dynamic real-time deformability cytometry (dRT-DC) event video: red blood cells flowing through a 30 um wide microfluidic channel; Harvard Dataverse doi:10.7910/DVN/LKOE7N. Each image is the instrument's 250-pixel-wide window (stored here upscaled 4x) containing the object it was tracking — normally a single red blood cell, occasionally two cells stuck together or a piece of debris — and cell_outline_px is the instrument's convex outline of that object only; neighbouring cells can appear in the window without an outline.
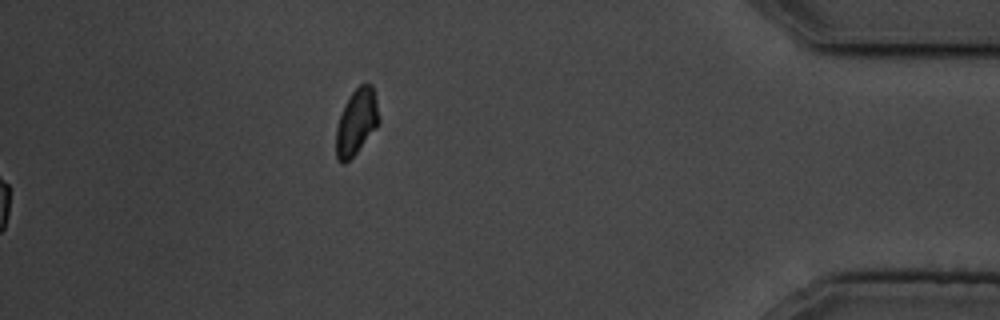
{"species": "common noctule bat (a hibernating species)", "species_latin": "Nyctalus noctula", "temperature_condition": "cold", "stored_images_in_passage": 49, "camera_frame_rate_fps": 3000, "um_per_image_px": 0.085, "animal": {"sex": "male", "body_mass_g": 19.5, "forearm_length_mm": 54.6}, "frame": {"image": 1, "passage_image": 49, "time_ms": 16.0, "image_size_px": [1000, 320], "cell_outline_px": [[380, 120], [376, 128], [356, 152], [344, 164], [340, 164], [336, 160], [336, 128], [344, 104], [352, 92], [360, 84], [372, 84], [376, 100]], "centroid_in_image_um": [30.28, 10.37], "position_along_channel_um": 404.9, "area_um2": 16.36}, "authors_computed_cell_mechanics": {"area_um2": 18.4382, "velocity_mm_per_s": 3.6283, "shape_relaxation_time_tau1_ms": 2.8993, "shape_relaxation_time_tau2_ms": 9.2144, "deformation_change_tau1": 0.1147, "deformation_change_tau2": 0.1208}}